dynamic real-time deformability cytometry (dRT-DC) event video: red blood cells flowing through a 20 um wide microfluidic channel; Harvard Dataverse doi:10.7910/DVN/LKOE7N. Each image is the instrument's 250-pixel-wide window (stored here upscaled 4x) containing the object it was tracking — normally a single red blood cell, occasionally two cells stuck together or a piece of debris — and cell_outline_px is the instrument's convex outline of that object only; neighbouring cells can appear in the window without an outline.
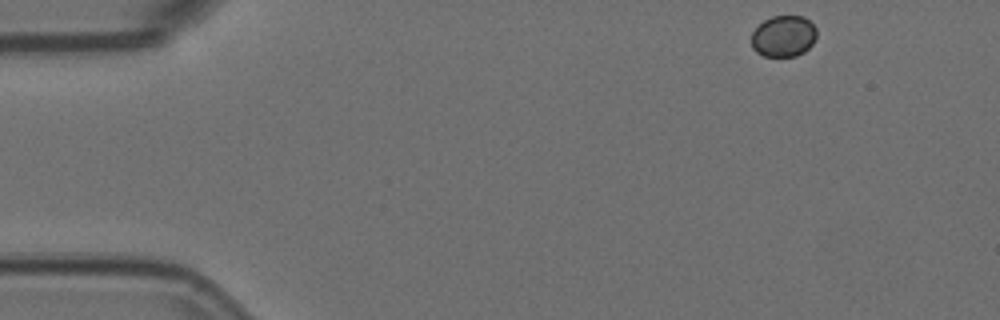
{"species": "Egyptian fruit bat (a non-hibernating species)", "species_latin": "Rousettus aegyptiacus", "temperature_condition": "room temperature", "stored_images_in_passage": 5, "camera_frame_rate_fps": 3000, "um_per_image_px": 0.085, "animal": {"sex": "female"}, "frame": {"image": 1, "passage_image": 1, "time_ms": 0.0, "image_size_px": [1000, 320], "cell_outline_px": [[816, 40], [804, 52], [796, 56], [764, 56], [756, 52], [752, 48], [752, 32], [764, 20], [772, 16], [804, 16], [816, 28]], "centroid_in_image_um": [66.61, 3.08], "position_along_channel_um": 18.4, "area_um2": 15.72}}
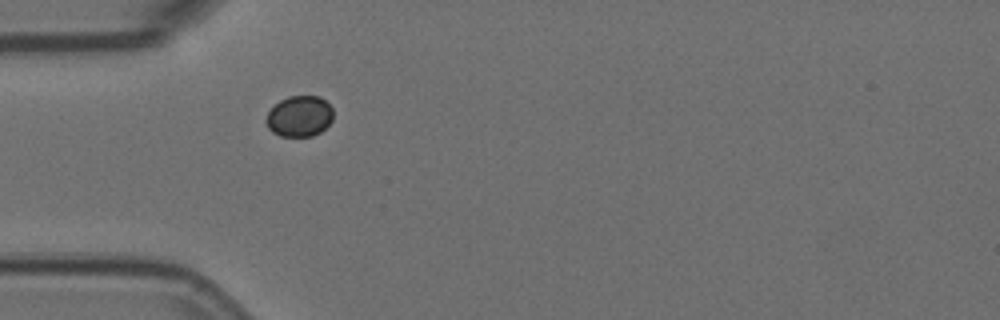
{"frame": {"image": 2, "passage_image": 4, "time_ms": 1.0, "image_size_px": [1000, 320], "cell_outline_px": [[332, 120], [320, 132], [312, 136], [280, 136], [272, 132], [268, 128], [264, 120], [268, 112], [280, 100], [288, 96], [320, 96], [332, 108]], "centroid_in_image_um": [25.42, 9.88], "position_along_channel_um": 59.6, "area_um2": 15.95}}
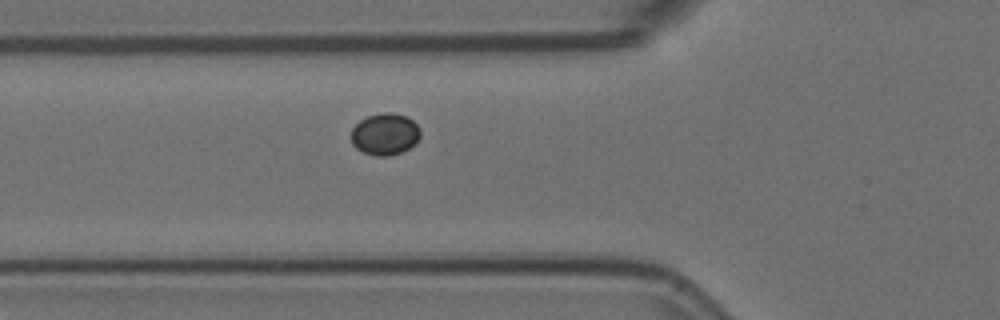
{"frame": {"image": 3, "passage_image": 5, "time_ms": 1.333, "image_size_px": [1000, 320], "cell_outline_px": [[420, 136], [408, 148], [400, 152], [388, 156], [376, 156], [364, 152], [356, 148], [352, 144], [352, 128], [360, 120], [368, 116], [380, 112], [392, 112], [408, 116], [420, 128]], "centroid_in_image_um": [32.71, 11.38], "position_along_channel_um": 93.1, "area_um2": 16.76}}